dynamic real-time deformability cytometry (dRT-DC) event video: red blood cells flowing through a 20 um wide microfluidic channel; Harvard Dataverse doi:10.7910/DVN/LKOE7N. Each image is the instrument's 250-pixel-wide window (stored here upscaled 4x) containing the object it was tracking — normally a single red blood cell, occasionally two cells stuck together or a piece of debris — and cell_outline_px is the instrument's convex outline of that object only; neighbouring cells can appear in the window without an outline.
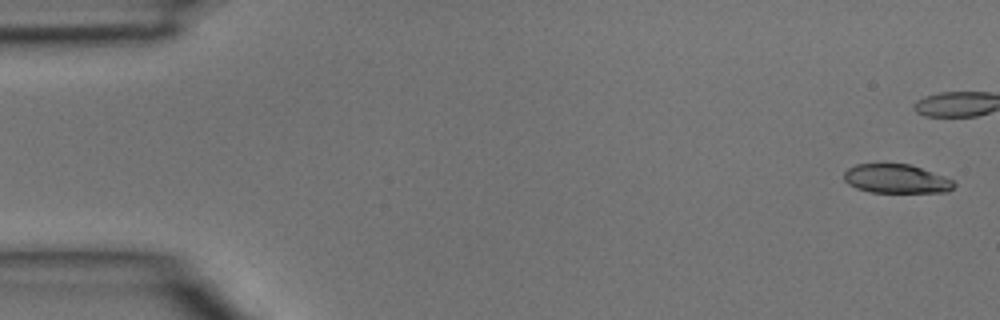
{"species": "common noctule bat (a hibernating species)", "species_latin": "Nyctalus noctula", "temperature_condition": "room temperature", "stored_images_in_passage": 6, "camera_frame_rate_fps": 3000, "um_per_image_px": 0.085, "animal": {"sex": "male", "body_mass_g": 15.6}, "frame": {"image": 1, "passage_image": 1, "time_ms": 0.0, "image_size_px": [1000, 320], "cell_outline_px": [[956, 184], [948, 192], [872, 192], [856, 188], [848, 184], [844, 180], [844, 172], [848, 168], [856, 164], [908, 164], [944, 176], [952, 180]], "centroid_in_image_um": [76.16, 15.2], "position_along_channel_um": 8.8, "area_um2": 18.38}}